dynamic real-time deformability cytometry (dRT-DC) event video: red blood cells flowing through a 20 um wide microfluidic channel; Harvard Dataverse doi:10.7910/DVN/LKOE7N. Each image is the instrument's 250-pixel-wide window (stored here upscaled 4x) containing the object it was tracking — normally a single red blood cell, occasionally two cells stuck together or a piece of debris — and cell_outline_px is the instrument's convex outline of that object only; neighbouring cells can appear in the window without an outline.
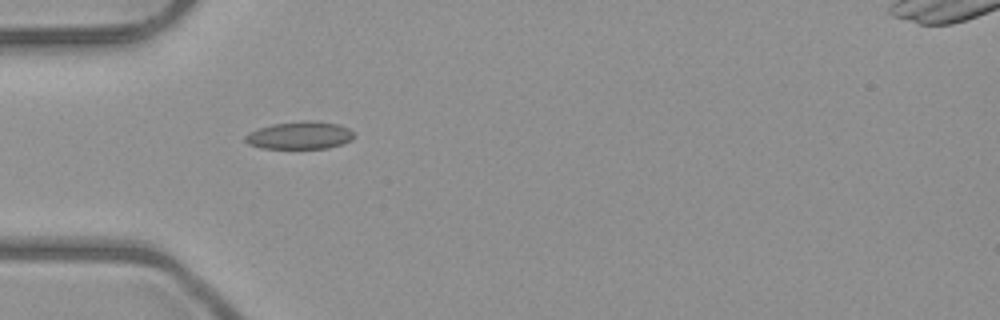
{"species": "common noctule bat (a hibernating species)", "species_latin": "Nyctalus noctula", "temperature_condition": "room temperature", "stored_images_in_passage": 4, "camera_frame_rate_fps": 3000, "um_per_image_px": 0.085, "animal": {"sex": "male", "body_mass_g": 23.1, "forearm_length_mm": 52.7}, "frame": {"image": 1, "passage_image": 4, "time_ms": 3.333, "image_size_px": [1000, 320], "cell_outline_px": [[356, 136], [352, 140], [344, 144], [328, 148], [260, 148], [248, 144], [244, 140], [244, 136], [248, 132], [272, 124], [304, 120], [308, 120], [336, 124], [348, 128]], "centroid_in_image_um": [25.48, 11.51], "position_along_channel_um": 59.5, "area_um2": 17.57}}